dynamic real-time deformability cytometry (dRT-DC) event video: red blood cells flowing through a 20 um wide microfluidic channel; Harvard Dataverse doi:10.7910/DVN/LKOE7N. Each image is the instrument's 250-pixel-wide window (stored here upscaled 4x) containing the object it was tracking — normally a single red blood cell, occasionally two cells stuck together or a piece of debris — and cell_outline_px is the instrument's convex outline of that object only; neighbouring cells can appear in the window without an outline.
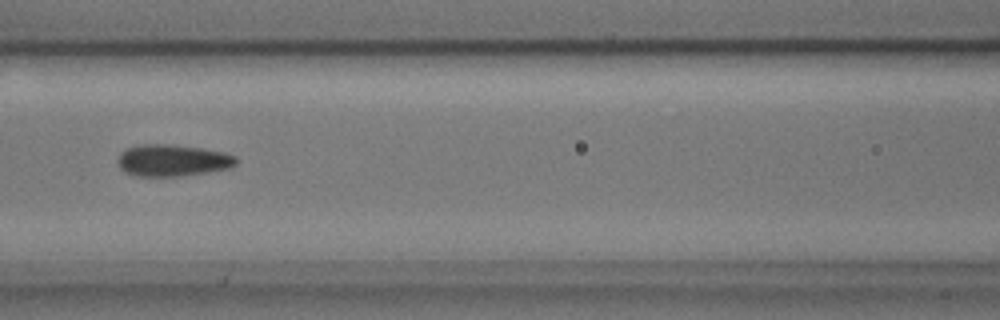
{"species": "common noctule bat (a hibernating species)", "species_latin": "Nyctalus noctula", "temperature_condition": "cold", "stored_images_in_passage": 4, "camera_frame_rate_fps": 3000, "um_per_image_px": 0.085, "animal": {"sex": "male", "body_mass_g": 17.9, "forearm_length_mm": 54.2}, "frame": {"image": 1, "passage_image": 4, "time_ms": 1.0, "image_size_px": [1000, 320], "cell_outline_px": [[240, 160], [232, 168], [180, 176], [136, 176], [124, 172], [120, 168], [116, 160], [120, 152], [128, 148], [140, 144], [168, 144], [200, 148], [224, 152], [236, 156]], "centroid_in_image_um": [14.67, 13.63], "position_along_channel_um": 151.9, "area_um2": 22.14}}